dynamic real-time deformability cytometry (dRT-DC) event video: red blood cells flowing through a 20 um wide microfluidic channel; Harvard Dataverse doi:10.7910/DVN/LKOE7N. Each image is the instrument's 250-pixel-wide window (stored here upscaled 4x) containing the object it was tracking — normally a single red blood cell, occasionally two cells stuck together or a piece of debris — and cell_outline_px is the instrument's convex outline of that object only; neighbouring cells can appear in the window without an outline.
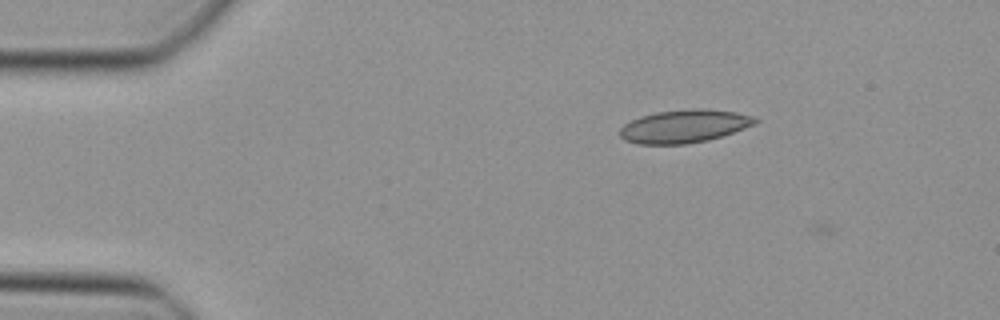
{"species": "Egyptian fruit bat (a non-hibernating species)", "species_latin": "Rousettus aegyptiacus", "temperature_condition": "cold", "stored_images_in_passage": 5, "camera_frame_rate_fps": 3000, "um_per_image_px": 0.085, "animal": {"sex": "female"}, "frame": {"image": 1, "passage_image": 3, "time_ms": 0.667, "image_size_px": [1000, 320], "cell_outline_px": [[760, 120], [756, 124], [708, 140], [688, 144], [636, 144], [624, 140], [620, 136], [620, 128], [624, 124], [640, 116], [656, 112], [736, 112], [752, 116]], "centroid_in_image_um": [58.09, 10.8], "position_along_channel_um": 26.9, "area_um2": 24.8}}